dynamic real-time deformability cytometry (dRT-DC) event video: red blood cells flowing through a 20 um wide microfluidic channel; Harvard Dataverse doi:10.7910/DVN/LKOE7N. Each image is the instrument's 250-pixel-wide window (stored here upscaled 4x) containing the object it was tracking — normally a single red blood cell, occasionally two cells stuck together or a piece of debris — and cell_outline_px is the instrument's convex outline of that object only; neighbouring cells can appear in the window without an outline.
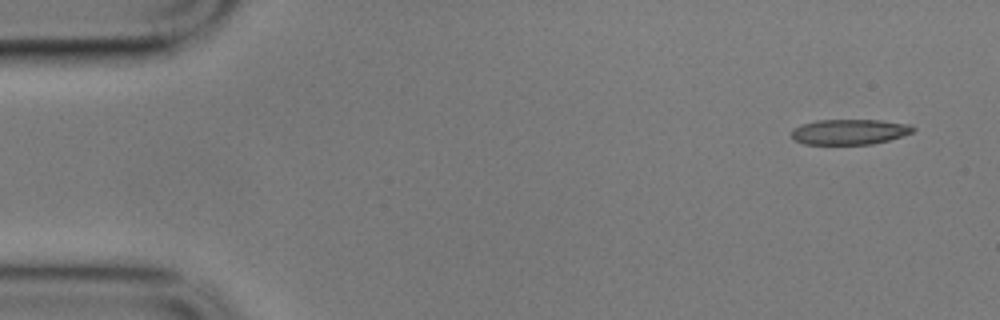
{"species": "common noctule bat (a hibernating species)", "species_latin": "Nyctalus noctula", "temperature_condition": "cold", "stored_images_in_passage": 3, "camera_frame_rate_fps": 3000, "um_per_image_px": 0.085, "animal": {"sex": "male", "body_mass_g": 17.9}, "frame": {"image": 1, "passage_image": 1, "time_ms": 0.0, "image_size_px": [1000, 320], "cell_outline_px": [[916, 128], [912, 132], [888, 140], [872, 144], [804, 144], [792, 140], [792, 128], [800, 124], [816, 120], [880, 120], [912, 124]], "centroid_in_image_um": [72.18, 11.2], "position_along_channel_um": 12.8, "area_um2": 18.09}}